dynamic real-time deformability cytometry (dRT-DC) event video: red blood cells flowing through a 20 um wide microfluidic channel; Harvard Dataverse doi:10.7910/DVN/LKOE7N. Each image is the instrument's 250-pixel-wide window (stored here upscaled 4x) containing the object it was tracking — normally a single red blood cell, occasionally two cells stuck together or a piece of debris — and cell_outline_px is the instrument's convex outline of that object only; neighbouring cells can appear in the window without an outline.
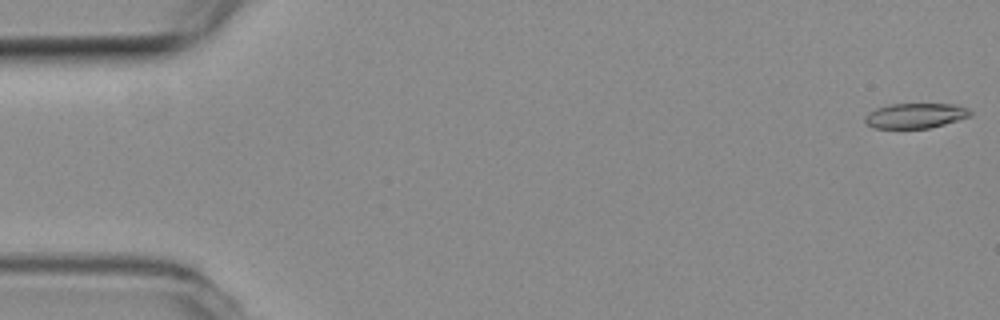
{"species": "common noctule bat (a hibernating species)", "species_latin": "Nyctalus noctula", "temperature_condition": "room temperature", "stored_images_in_passage": 54, "camera_frame_rate_fps": 3000, "um_per_image_px": 0.085, "animal": {"sex": "female", "body_mass_g": 19.3, "forearm_length_mm": 54.1}, "frame": {"image": 1, "passage_image": 1, "time_ms": 0.0, "image_size_px": [1000, 320], "cell_outline_px": [[972, 116], [944, 124], [928, 128], [876, 128], [864, 124], [864, 116], [868, 112], [876, 108], [892, 104], [956, 104], [968, 108], [972, 112]], "centroid_in_image_um": [77.8, 9.83], "position_along_channel_um": 7.2, "area_um2": 15.49}}
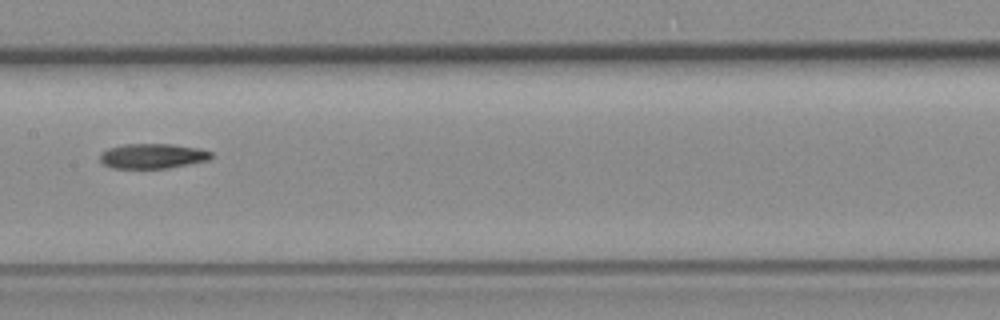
{"frame": {"image": 2, "passage_image": 27, "time_ms": 8.667, "image_size_px": [1000, 320], "cell_outline_px": [[212, 156], [208, 160], [168, 168], [112, 168], [104, 164], [100, 160], [100, 152], [108, 148], [124, 144], [172, 144], [196, 148], [212, 152]], "centroid_in_image_um": [12.93, 13.26], "position_along_channel_um": 194.5, "area_um2": 16.07}}
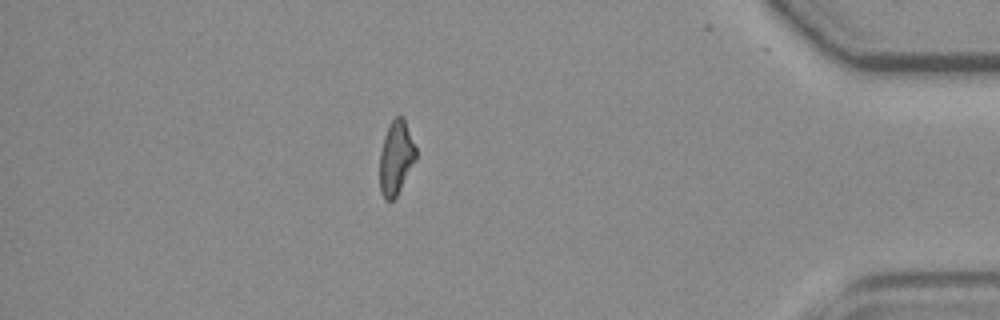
{"frame": {"image": 3, "passage_image": 47, "time_ms": 15.333, "image_size_px": [1000, 320], "cell_outline_px": [[416, 160], [396, 196], [392, 200], [384, 200], [380, 192], [380, 152], [384, 136], [392, 120], [396, 116], [404, 116], [416, 148]], "centroid_in_image_um": [33.66, 13.4], "position_along_channel_um": 401.5, "area_um2": 15.55}}